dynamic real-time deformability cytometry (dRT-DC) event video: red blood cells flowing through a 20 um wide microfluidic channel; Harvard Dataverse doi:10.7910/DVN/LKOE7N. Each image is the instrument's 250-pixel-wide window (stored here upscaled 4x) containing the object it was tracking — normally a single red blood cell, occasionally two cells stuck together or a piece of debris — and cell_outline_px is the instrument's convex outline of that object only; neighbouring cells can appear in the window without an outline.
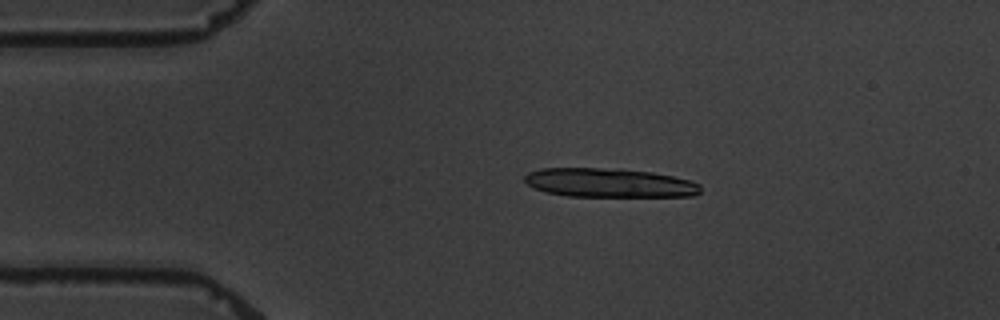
{"species": "common noctule bat (a hibernating species)", "species_latin": "Nyctalus noctula", "temperature_condition": "warm", "stored_images_in_passage": 6, "camera_frame_rate_fps": 3000, "um_per_image_px": 0.085, "animal": {"sex": "male", "body_mass_g": 19.5, "forearm_length_mm": 54.6}, "frame": {"image": 1, "passage_image": 4, "time_ms": 3.333, "image_size_px": [1000, 320], "cell_outline_px": [[700, 192], [692, 196], [568, 196], [544, 192], [528, 184], [524, 180], [524, 176], [528, 172], [544, 168], [620, 168], [652, 172], [672, 176], [688, 180], [700, 184]], "centroid_in_image_um": [51.77, 15.53], "position_along_channel_um": 33.2, "area_um2": 29.71}}
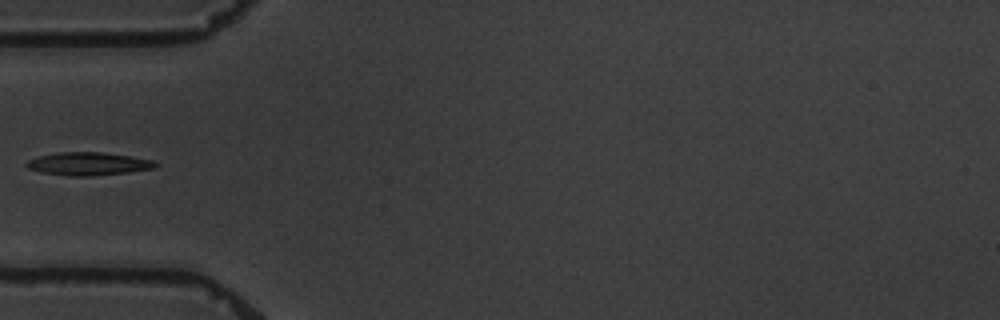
{"frame": {"image": 2, "passage_image": 6, "time_ms": 6.0, "image_size_px": [1000, 320], "cell_outline_px": [[160, 164], [156, 168], [128, 172], [92, 176], [68, 176], [40, 172], [28, 168], [24, 164], [28, 160], [40, 156], [60, 152], [100, 152], [128, 156], [152, 160]], "centroid_in_image_um": [7.51, 13.93], "position_along_channel_um": 77.5, "area_um2": 17.22}}